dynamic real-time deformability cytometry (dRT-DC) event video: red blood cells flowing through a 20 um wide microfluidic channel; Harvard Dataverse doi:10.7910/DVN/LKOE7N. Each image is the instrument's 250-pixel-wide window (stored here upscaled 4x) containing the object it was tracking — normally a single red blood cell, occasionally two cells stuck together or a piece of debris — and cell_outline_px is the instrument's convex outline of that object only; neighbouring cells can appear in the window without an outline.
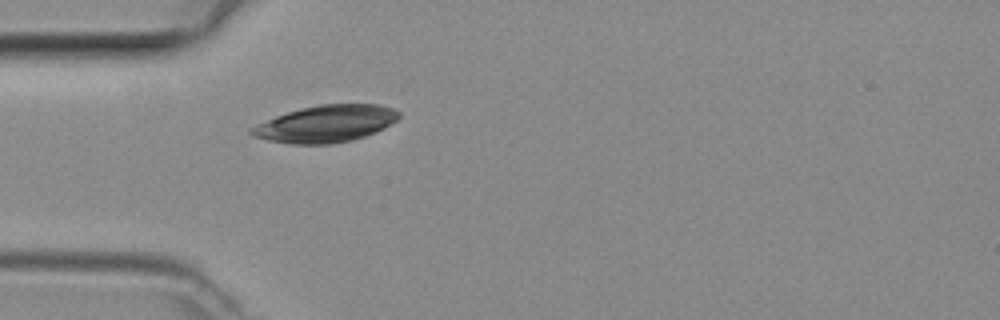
{"species": "common noctule bat (a hibernating species)", "species_latin": "Nyctalus noctula", "temperature_condition": "room temperature", "stored_images_in_passage": 35, "camera_frame_rate_fps": 3000, "um_per_image_px": 0.085, "animal": {"sex": "female", "body_mass_g": 29.2, "forearm_length_mm": 56.3}, "frame": {"image": 1, "passage_image": 1, "time_ms": 0.0, "image_size_px": [1000, 320], "cell_outline_px": [[400, 116], [396, 120], [384, 128], [376, 132], [352, 140], [332, 144], [292, 144], [268, 140], [256, 136], [248, 132], [248, 128], [256, 124], [276, 116], [300, 108], [320, 104], [380, 104], [392, 108], [400, 112]], "centroid_in_image_um": [27.7, 10.52], "position_along_channel_um": 57.3, "area_um2": 31.73}}
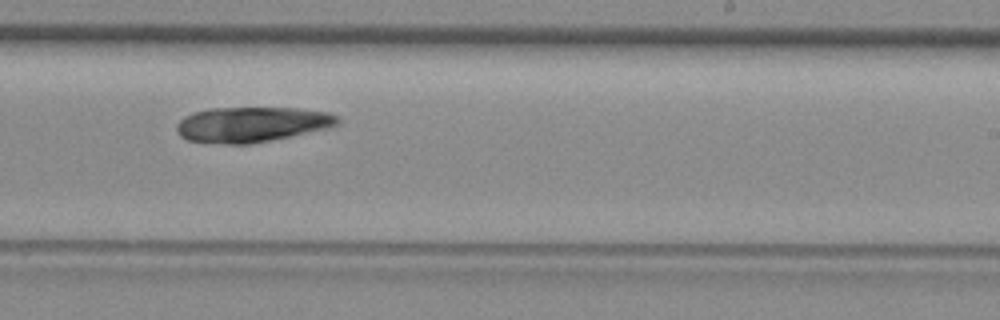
{"frame": {"image": 2, "passage_image": 16, "time_ms": 5.0, "image_size_px": [1000, 320], "cell_outline_px": [[340, 124], [328, 128], [252, 144], [228, 144], [188, 140], [180, 136], [176, 132], [176, 124], [184, 116], [192, 112], [208, 108], [300, 108], [328, 112], [340, 116]], "centroid_in_image_um": [21.41, 10.57], "position_along_channel_um": 267.6, "area_um2": 33.29}}
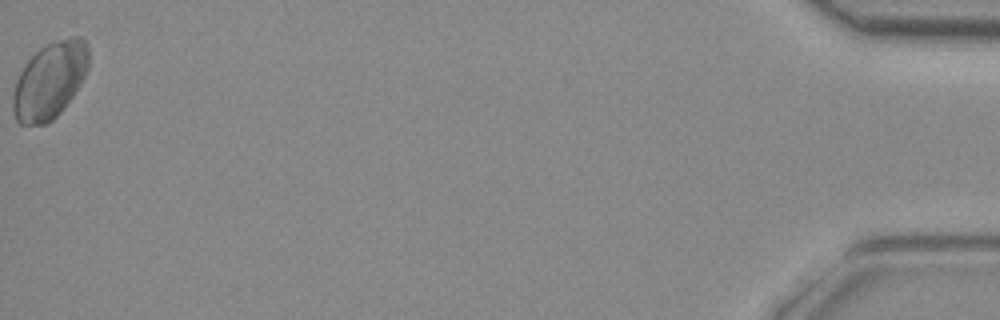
{"frame": {"image": 3, "passage_image": 35, "time_ms": 11.333, "image_size_px": [1000, 320], "cell_outline_px": [[88, 68], [80, 84], [64, 108], [48, 124], [20, 124], [16, 120], [12, 112], [12, 96], [16, 80], [24, 64], [44, 44], [72, 36], [80, 36], [88, 44]], "centroid_in_image_um": [4.21, 6.84], "position_along_channel_um": 431.0, "area_um2": 33.87}}